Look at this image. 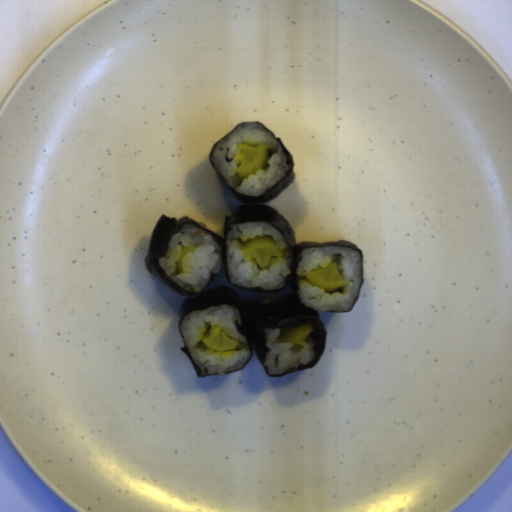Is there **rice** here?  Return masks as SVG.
Listing matches in <instances>:
<instances>
[{
    "mask_svg": "<svg viewBox=\"0 0 512 512\" xmlns=\"http://www.w3.org/2000/svg\"><path fill=\"white\" fill-rule=\"evenodd\" d=\"M266 146L268 160L255 173L239 178L237 167L243 145ZM211 159L227 185L235 192L259 196L286 177L290 161L271 133L260 123L239 125L228 137L215 146Z\"/></svg>",
    "mask_w": 512,
    "mask_h": 512,
    "instance_id": "652b925c",
    "label": "rice"
},
{
    "mask_svg": "<svg viewBox=\"0 0 512 512\" xmlns=\"http://www.w3.org/2000/svg\"><path fill=\"white\" fill-rule=\"evenodd\" d=\"M235 321L242 325L238 309L224 304L191 312L180 320L179 330L182 338L202 375L235 372L247 363L251 355L250 348L245 336L237 331ZM214 326L219 327L232 340L239 342L237 348L214 351L204 346L202 336Z\"/></svg>",
    "mask_w": 512,
    "mask_h": 512,
    "instance_id": "023b6e5f",
    "label": "rice"
},
{
    "mask_svg": "<svg viewBox=\"0 0 512 512\" xmlns=\"http://www.w3.org/2000/svg\"><path fill=\"white\" fill-rule=\"evenodd\" d=\"M337 262L346 286L325 292L312 285L305 272L324 269ZM296 292L301 304L317 311H347L353 308L361 287L363 273L360 253L350 247L318 246L304 248L296 270Z\"/></svg>",
    "mask_w": 512,
    "mask_h": 512,
    "instance_id": "8eca5e8b",
    "label": "rice"
},
{
    "mask_svg": "<svg viewBox=\"0 0 512 512\" xmlns=\"http://www.w3.org/2000/svg\"><path fill=\"white\" fill-rule=\"evenodd\" d=\"M270 236L276 240L284 255L272 257L267 267H259L241 246L247 240ZM227 276L233 285L244 288L262 287L266 290L282 288L291 273V250L281 233L271 224L251 222L230 225L225 238Z\"/></svg>",
    "mask_w": 512,
    "mask_h": 512,
    "instance_id": "acb35da6",
    "label": "rice"
},
{
    "mask_svg": "<svg viewBox=\"0 0 512 512\" xmlns=\"http://www.w3.org/2000/svg\"><path fill=\"white\" fill-rule=\"evenodd\" d=\"M191 243L195 253L185 255L182 263L184 273L178 274L176 263L181 250ZM158 263L173 283L197 294L206 288L212 276L220 273L222 252L210 234L187 223L171 236L165 254L159 257Z\"/></svg>",
    "mask_w": 512,
    "mask_h": 512,
    "instance_id": "b023fe2a",
    "label": "rice"
},
{
    "mask_svg": "<svg viewBox=\"0 0 512 512\" xmlns=\"http://www.w3.org/2000/svg\"><path fill=\"white\" fill-rule=\"evenodd\" d=\"M284 328H264L268 352L264 358V366L271 376L284 375L297 370L311 362L315 356L314 342L307 335L305 345L294 344L279 336Z\"/></svg>",
    "mask_w": 512,
    "mask_h": 512,
    "instance_id": "e3fd555f",
    "label": "rice"
}]
</instances>
